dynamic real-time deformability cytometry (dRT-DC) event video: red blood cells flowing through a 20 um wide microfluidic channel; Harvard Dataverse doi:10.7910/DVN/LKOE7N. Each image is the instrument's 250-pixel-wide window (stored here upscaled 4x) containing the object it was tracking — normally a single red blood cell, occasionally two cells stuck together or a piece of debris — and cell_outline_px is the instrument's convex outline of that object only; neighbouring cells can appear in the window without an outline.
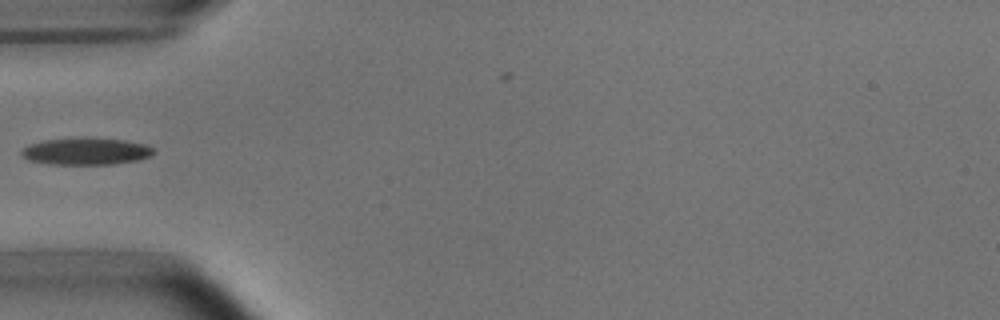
{"species": "common noctule bat (a hibernating species)", "species_latin": "Nyctalus noctula", "temperature_condition": "room temperature", "stored_images_in_passage": 6, "camera_frame_rate_fps": 3000, "um_per_image_px": 0.085, "animal": {"sex": "male", "body_mass_g": 15.6}, "frame": {"image": 1, "passage_image": 6, "time_ms": 5.667, "image_size_px": [1000, 320], "cell_outline_px": [[156, 152], [152, 156], [140, 160], [112, 164], [52, 164], [28, 160], [20, 156], [20, 152], [28, 144], [44, 140], [124, 140], [144, 144], [152, 148]], "centroid_in_image_um": [7.32, 12.9], "position_along_channel_um": 77.7, "area_um2": 20.06}}